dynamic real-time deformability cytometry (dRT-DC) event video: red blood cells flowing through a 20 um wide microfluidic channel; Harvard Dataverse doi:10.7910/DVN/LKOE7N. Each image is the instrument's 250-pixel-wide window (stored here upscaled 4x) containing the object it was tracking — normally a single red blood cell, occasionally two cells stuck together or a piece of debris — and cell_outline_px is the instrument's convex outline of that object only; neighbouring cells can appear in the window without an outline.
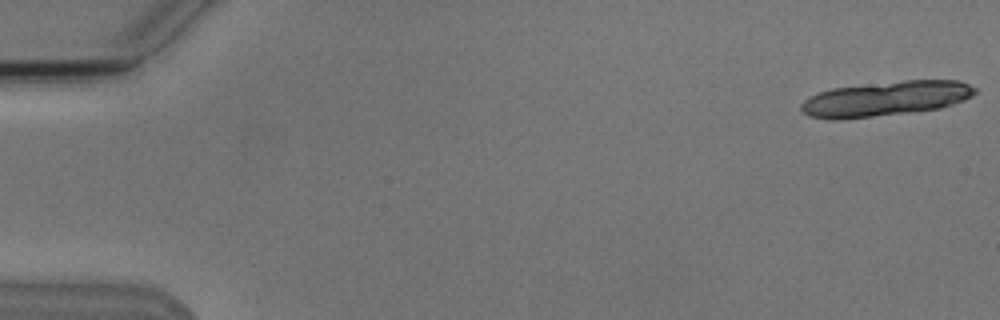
{"species": "Egyptian fruit bat (a non-hibernating species)", "species_latin": "Rousettus aegyptiacus", "temperature_condition": "cold", "stored_images_in_passage": 9, "camera_frame_rate_fps": 3000, "um_per_image_px": 0.085, "animal": {"sex": "male"}, "frame": {"image": 1, "passage_image": 1, "time_ms": 0.0, "image_size_px": [1000, 320], "cell_outline_px": [[976, 92], [972, 96], [964, 100], [940, 108], [872, 116], [836, 120], [808, 116], [800, 108], [800, 104], [804, 100], [820, 92], [832, 88], [904, 80], [960, 80], [976, 88]], "centroid_in_image_um": [75.29, 8.38], "position_along_channel_um": 9.7, "area_um2": 34.85}}